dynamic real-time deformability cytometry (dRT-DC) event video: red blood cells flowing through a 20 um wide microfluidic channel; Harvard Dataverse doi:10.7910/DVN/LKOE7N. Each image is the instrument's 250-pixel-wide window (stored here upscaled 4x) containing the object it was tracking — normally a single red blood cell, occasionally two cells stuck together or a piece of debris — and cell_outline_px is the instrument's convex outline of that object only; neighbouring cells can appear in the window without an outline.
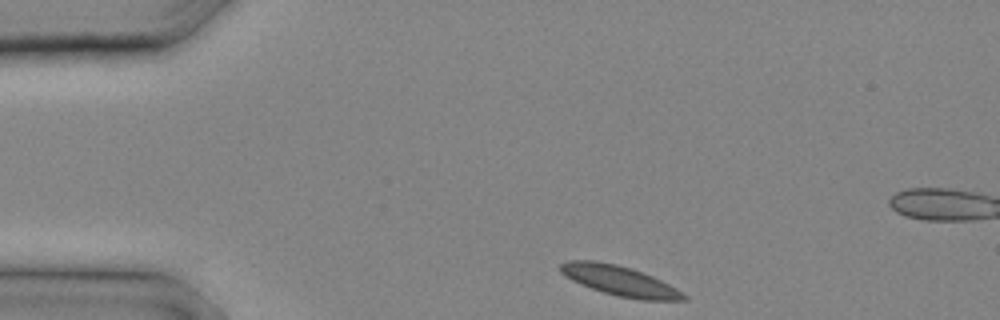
{"species": "common noctule bat (a hibernating species)", "species_latin": "Nyctalus noctula", "temperature_condition": "cold", "stored_images_in_passage": 12, "camera_frame_rate_fps": 3000, "um_per_image_px": 0.085, "animal": {"sex": "male", "body_mass_g": 20.4}, "frame": {"image": 1, "passage_image": 1, "time_ms": 0.0, "image_size_px": [1000, 320], "cell_outline_px": [[688, 300], [640, 300], [620, 296], [604, 292], [580, 284], [564, 276], [560, 272], [560, 264], [568, 260], [596, 260], [616, 264], [632, 268], [652, 276], [676, 288], [688, 296]], "centroid_in_image_um": [52.66, 23.85], "position_along_channel_um": 32.3, "area_um2": 21.44}}
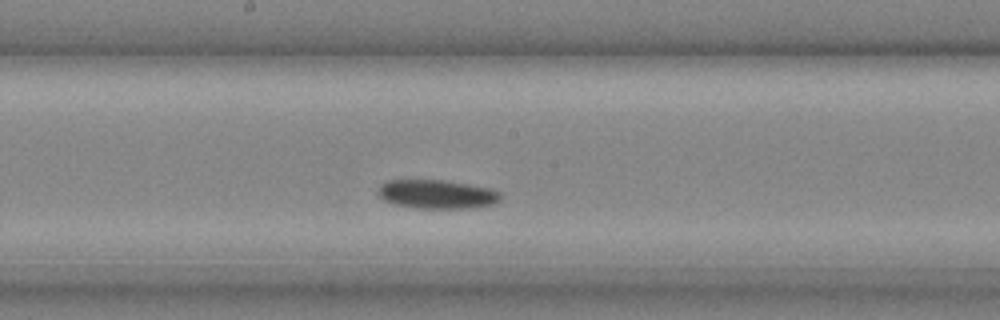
{"frame": {"image": 2, "passage_image": 10, "time_ms": 3.0, "image_size_px": [1000, 320], "cell_outline_px": [[500, 200], [492, 204], [476, 208], [412, 208], [396, 204], [384, 200], [376, 192], [380, 184], [388, 180], [444, 180], [468, 184], [488, 188], [500, 192]], "centroid_in_image_um": [37.11, 16.51], "position_along_channel_um": 211.1, "area_um2": 20.63}}
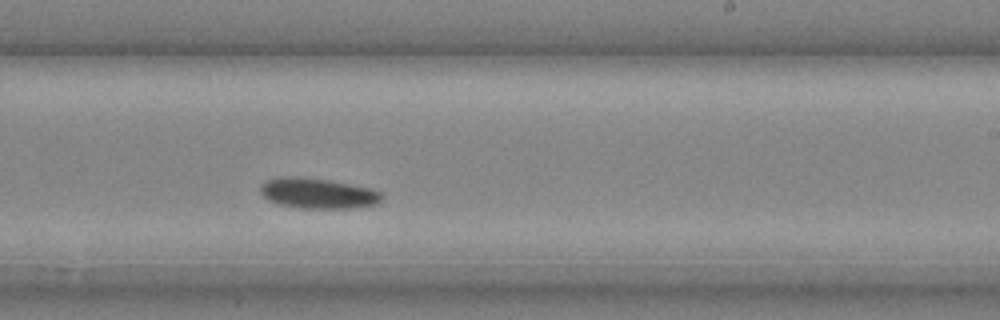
{"frame": {"image": 3, "passage_image": 12, "time_ms": 3.667, "image_size_px": [1000, 320], "cell_outline_px": [[384, 196], [380, 204], [352, 208], [296, 208], [280, 204], [268, 200], [260, 192], [260, 184], [276, 176], [296, 176], [328, 180], [372, 188], [380, 192]], "centroid_in_image_um": [27.03, 16.43], "position_along_channel_um": 262.0, "area_um2": 21.79}}